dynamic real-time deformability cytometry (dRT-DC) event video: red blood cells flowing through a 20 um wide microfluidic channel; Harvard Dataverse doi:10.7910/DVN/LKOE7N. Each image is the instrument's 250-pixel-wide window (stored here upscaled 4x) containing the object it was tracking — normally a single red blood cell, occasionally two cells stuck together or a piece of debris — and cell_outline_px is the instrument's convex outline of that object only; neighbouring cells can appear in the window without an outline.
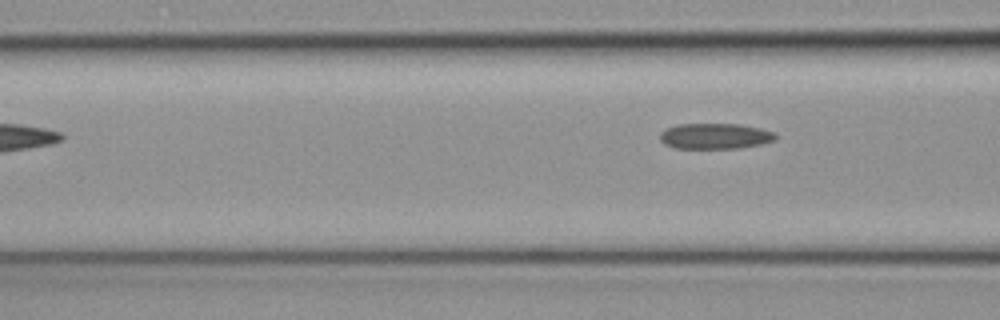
{"species": "common noctule bat (a hibernating species)", "species_latin": "Nyctalus noctula", "temperature_condition": "cold", "stored_images_in_passage": 6, "camera_frame_rate_fps": 3000, "um_per_image_px": 0.085, "animal": {"sex": "female", "body_mass_g": 19.3, "forearm_length_mm": 54.1}, "frame": {"image": 1, "passage_image": 6, "time_ms": 1.667, "image_size_px": [1000, 320], "cell_outline_px": [[776, 140], [760, 144], [740, 148], [676, 148], [664, 144], [660, 140], [660, 132], [668, 128], [680, 124], [740, 124], [760, 128], [776, 132]], "centroid_in_image_um": [60.81, 11.57], "position_along_channel_um": 105.8, "area_um2": 17.28}}